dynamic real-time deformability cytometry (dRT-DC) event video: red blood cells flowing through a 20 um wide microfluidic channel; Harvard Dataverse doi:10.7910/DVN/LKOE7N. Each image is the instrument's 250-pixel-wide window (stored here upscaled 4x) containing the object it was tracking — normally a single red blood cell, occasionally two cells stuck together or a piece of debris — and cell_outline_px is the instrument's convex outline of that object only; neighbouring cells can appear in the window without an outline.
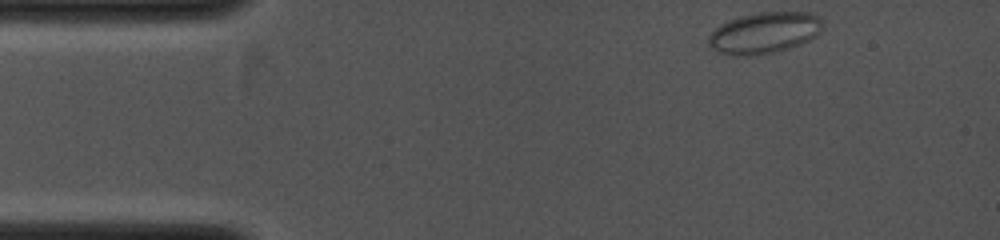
{"species": "common noctule bat (a hibernating species)", "species_latin": "Nyctalus noctula", "temperature_condition": "cold", "stored_images_in_passage": 30, "camera_frame_rate_fps": 4000, "um_per_image_px": 0.085, "animal": {"sex": "female", "body_mass_g": 19.0, "forearm_length_mm": 53.3}, "frame": {"image": 1, "passage_image": 1, "time_ms": 0.0, "image_size_px": [1000, 240], "cell_outline_px": [[820, 32], [816, 36], [800, 44], [776, 52], [756, 56], [736, 56], [720, 52], [712, 48], [708, 44], [708, 36], [720, 24], [728, 20], [740, 16], [756, 12], [812, 12], [820, 20]], "centroid_in_image_um": [64.93, 2.8], "position_along_channel_um": 20.1, "area_um2": 27.46}}
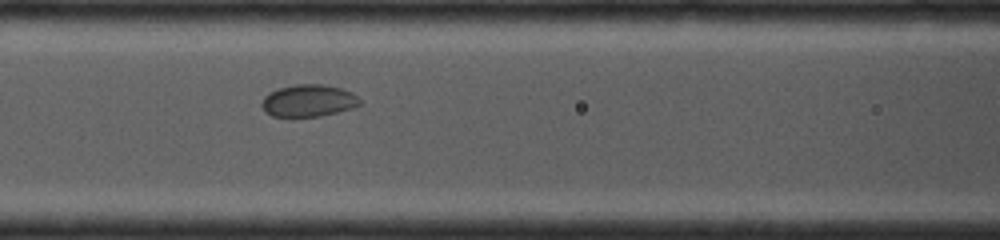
{"frame": {"image": 2, "passage_image": 18, "time_ms": 3.75, "image_size_px": [1000, 240], "cell_outline_px": [[360, 104], [352, 108], [320, 116], [272, 116], [264, 112], [260, 104], [264, 96], [280, 88], [296, 84], [324, 84], [340, 88], [352, 92], [360, 100]], "centroid_in_image_um": [26.2, 8.55], "position_along_channel_um": 140.4, "area_um2": 18.21}}
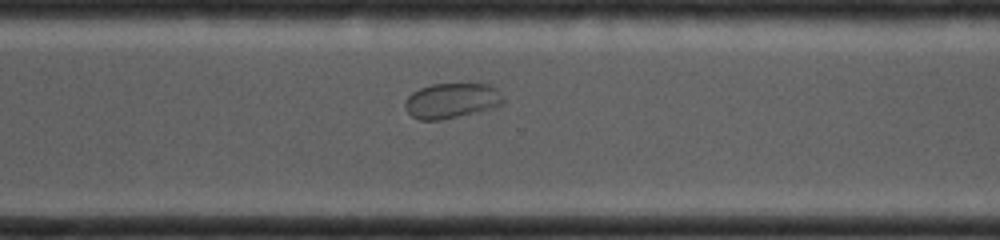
{"frame": {"image": 3, "passage_image": 29, "time_ms": 7.5, "image_size_px": [1000, 240], "cell_outline_px": [[504, 100], [500, 104], [492, 108], [480, 112], [440, 120], [420, 120], [412, 116], [404, 108], [404, 100], [412, 92], [420, 88], [432, 84], [492, 84], [496, 88]], "centroid_in_image_um": [38.36, 8.56], "position_along_channel_um": 332.2, "area_um2": 20.23}}